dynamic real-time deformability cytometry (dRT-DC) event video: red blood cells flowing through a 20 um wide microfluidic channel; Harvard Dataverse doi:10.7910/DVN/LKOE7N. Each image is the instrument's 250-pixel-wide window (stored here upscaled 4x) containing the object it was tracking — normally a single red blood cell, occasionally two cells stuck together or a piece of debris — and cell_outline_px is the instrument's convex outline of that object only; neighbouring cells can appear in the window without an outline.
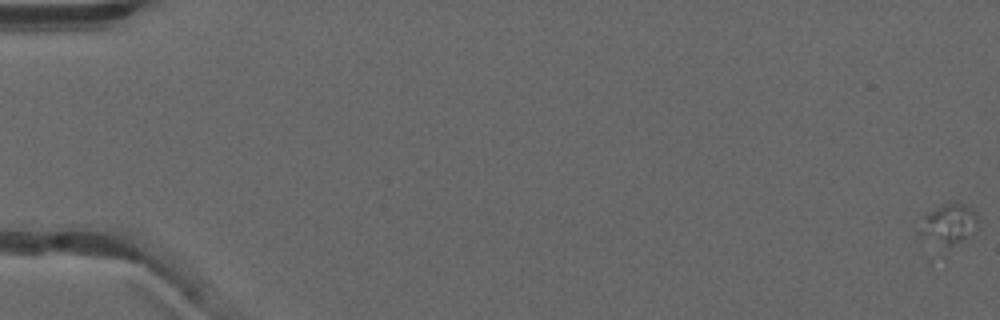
{"species": "common noctule bat (a hibernating species)", "species_latin": "Nyctalus noctula", "temperature_condition": "warm", "stored_images_in_passage": 55, "camera_frame_rate_fps": 3000, "um_per_image_px": 0.085, "animal": {"sex": "male", "forearm_length_mm": 52.5}, "frame": {"image": 1, "passage_image": 1, "time_ms": 0.0, "image_size_px": [1000, 320], "cell_outline_px": [[984, 220], [980, 228], [976, 232], [944, 260], [932, 264], [916, 232], [924, 216], [928, 212], [940, 204], [964, 204], [976, 212]], "centroid_in_image_um": [80.52, 19.52], "position_along_channel_um": 4.5, "area_um2": 18.32}}
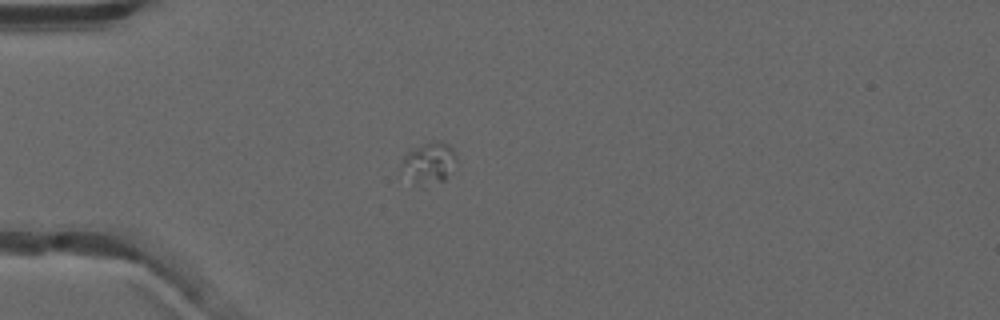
{"frame": {"image": 2, "passage_image": 17, "time_ms": 5.333, "image_size_px": [1000, 320], "cell_outline_px": [[456, 160], [444, 180], [424, 188], [420, 188], [416, 184], [404, 164], [404, 156], [408, 152], [424, 144], [436, 140], [440, 140], [448, 144], [452, 148], [456, 156]], "centroid_in_image_um": [36.55, 13.85], "position_along_channel_um": 48.4, "area_um2": 12.48}}
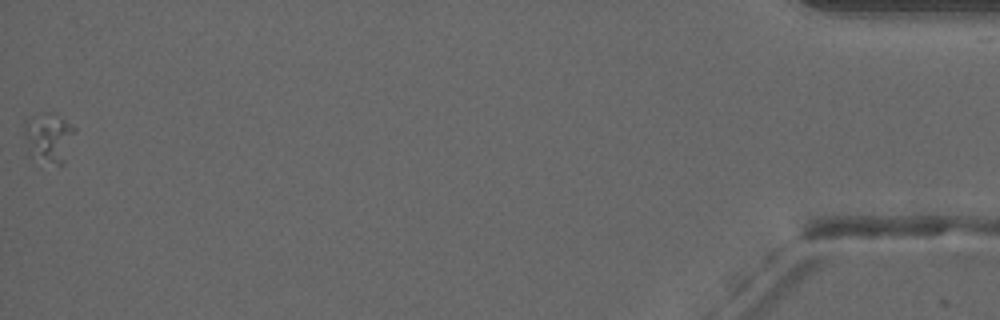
{"frame": {"image": 3, "passage_image": 55, "time_ms": 18.0, "image_size_px": [1000, 320], "cell_outline_px": [[76, 132], [64, 164], [60, 164], [44, 156], [24, 136], [24, 124], [32, 116], [44, 112], [48, 112], [64, 120], [76, 128]], "centroid_in_image_um": [4.27, 11.54], "position_along_channel_um": 430.9, "area_um2": 12.95}}